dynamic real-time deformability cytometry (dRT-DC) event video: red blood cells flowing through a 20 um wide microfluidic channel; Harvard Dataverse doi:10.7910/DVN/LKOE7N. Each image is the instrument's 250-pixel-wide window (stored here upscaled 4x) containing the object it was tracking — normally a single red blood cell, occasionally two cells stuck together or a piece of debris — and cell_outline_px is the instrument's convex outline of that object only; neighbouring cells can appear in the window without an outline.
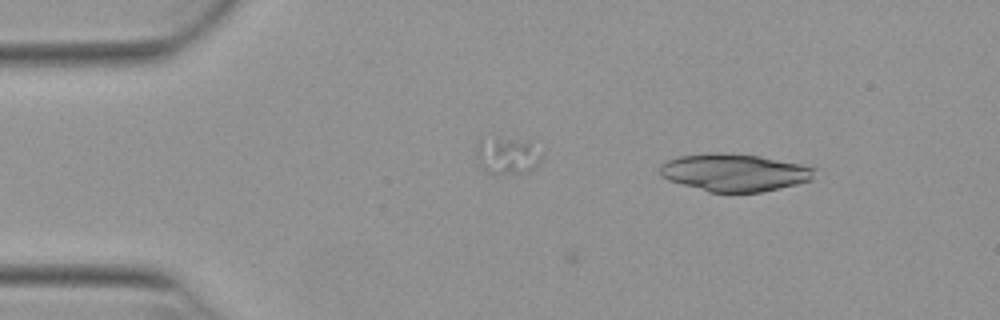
{"species": "Egyptian fruit bat (a non-hibernating species)", "species_latin": "Rousettus aegyptiacus", "temperature_condition": "warm", "stored_images_in_passage": 3, "camera_frame_rate_fps": 3000, "um_per_image_px": 0.085, "animal": {"sex": "female"}, "frame": {"image": 1, "passage_image": 3, "time_ms": 0.667, "image_size_px": [1000, 320], "cell_outline_px": [[820, 168], [812, 180], [780, 188], [760, 192], [708, 192], [668, 180], [660, 176], [660, 164], [664, 160], [680, 156], [708, 152], [720, 152], [760, 156], [804, 164]], "centroid_in_image_um": [62.45, 14.65], "position_along_channel_um": 22.5, "area_um2": 34.39}}